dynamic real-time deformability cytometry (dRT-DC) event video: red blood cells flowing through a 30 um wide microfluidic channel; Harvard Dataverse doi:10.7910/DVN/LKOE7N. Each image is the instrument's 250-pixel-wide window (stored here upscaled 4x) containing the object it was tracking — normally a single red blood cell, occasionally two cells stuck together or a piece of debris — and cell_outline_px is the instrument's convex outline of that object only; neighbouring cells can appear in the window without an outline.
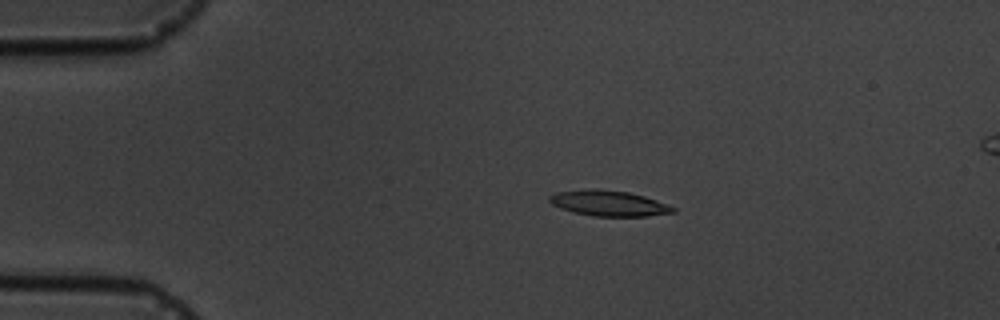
{"species": "common noctule bat (a hibernating species)", "species_latin": "Nyctalus noctula", "temperature_condition": "cold", "stored_images_in_passage": 12, "camera_frame_rate_fps": 3000, "um_per_image_px": 0.085, "animal": {"sex": "male", "body_mass_g": 19.5, "forearm_length_mm": 54.6}, "frame": {"image": 1, "passage_image": 4, "time_ms": 3.333, "image_size_px": [1000, 320], "cell_outline_px": [[676, 212], [648, 216], [592, 216], [572, 212], [560, 208], [552, 204], [548, 200], [548, 196], [556, 192], [596, 188], [628, 192], [644, 196], [656, 200], [676, 208]], "centroid_in_image_um": [51.72, 17.28], "position_along_channel_um": 33.3, "area_um2": 18.44}}
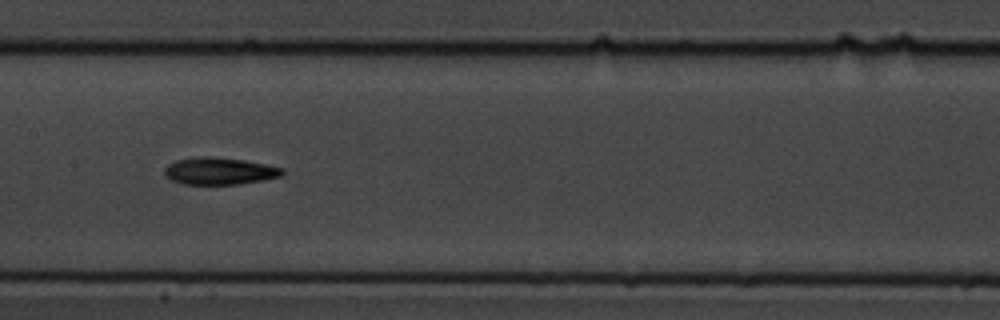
{"frame": {"image": 2, "passage_image": 9, "time_ms": 9.0, "image_size_px": [1000, 320], "cell_outline_px": [[284, 172], [280, 176], [260, 180], [236, 184], [184, 184], [172, 180], [164, 176], [164, 168], [168, 164], [176, 160], [204, 156], [244, 160], [284, 168]], "centroid_in_image_um": [18.61, 14.54], "position_along_channel_um": 188.8, "area_um2": 18.32}}
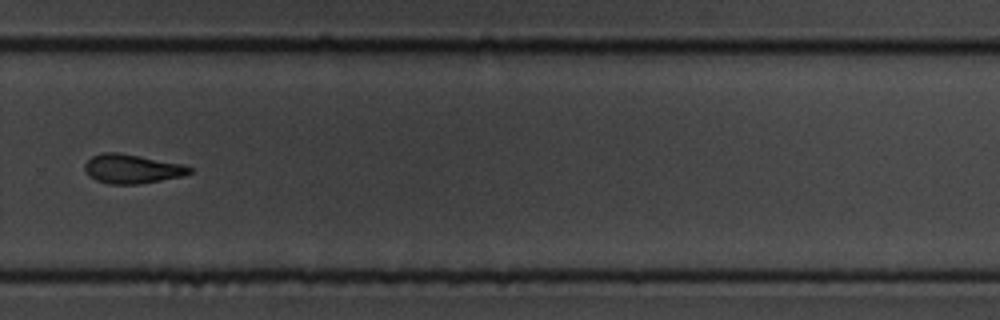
{"frame": {"image": 3, "passage_image": 12, "time_ms": 12.667, "image_size_px": [1000, 320], "cell_outline_px": [[192, 172], [180, 176], [140, 184], [108, 184], [96, 180], [88, 176], [84, 168], [84, 164], [92, 156], [100, 152], [116, 152], [140, 156], [184, 164], [192, 168]], "centroid_in_image_um": [11.18, 14.35], "position_along_channel_um": 318.6, "area_um2": 17.8}}